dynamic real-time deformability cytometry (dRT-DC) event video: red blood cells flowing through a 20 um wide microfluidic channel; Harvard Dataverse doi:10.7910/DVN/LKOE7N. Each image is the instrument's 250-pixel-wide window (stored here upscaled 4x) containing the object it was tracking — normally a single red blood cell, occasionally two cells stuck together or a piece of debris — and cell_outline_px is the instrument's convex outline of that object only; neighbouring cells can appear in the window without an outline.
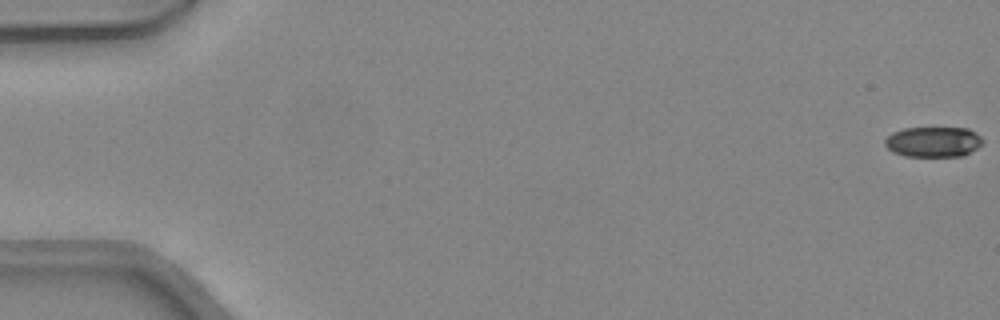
{"species": "common noctule bat (a hibernating species)", "species_latin": "Nyctalus noctula", "temperature_condition": "warm", "stored_images_in_passage": 19, "camera_frame_rate_fps": 3000, "um_per_image_px": 0.085, "animal": {"sex": "female", "body_mass_g": 24.6, "forearm_length_mm": 56.2}, "frame": {"image": 1, "passage_image": 1, "time_ms": 0.0, "image_size_px": [1000, 320], "cell_outline_px": [[984, 140], [976, 148], [964, 156], [904, 156], [892, 152], [884, 144], [884, 140], [892, 132], [904, 128], [968, 128], [976, 132]], "centroid_in_image_um": [79.32, 12.05], "position_along_channel_um": 5.7, "area_um2": 17.34}}
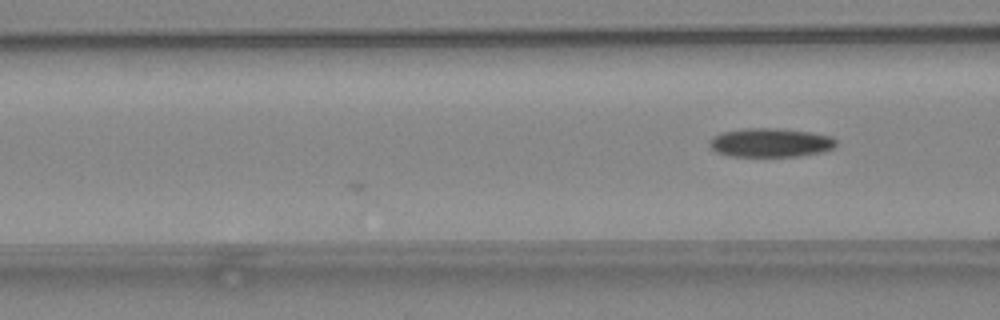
{"frame": {"image": 2, "passage_image": 19, "time_ms": 6.0, "image_size_px": [1000, 320], "cell_outline_px": [[836, 144], [832, 148], [820, 152], [800, 156], [732, 156], [716, 152], [708, 144], [708, 140], [712, 136], [720, 132], [748, 128], [772, 128], [808, 132], [832, 136], [836, 140]], "centroid_in_image_um": [65.44, 12.12], "position_along_channel_um": 101.2, "area_um2": 21.21}}